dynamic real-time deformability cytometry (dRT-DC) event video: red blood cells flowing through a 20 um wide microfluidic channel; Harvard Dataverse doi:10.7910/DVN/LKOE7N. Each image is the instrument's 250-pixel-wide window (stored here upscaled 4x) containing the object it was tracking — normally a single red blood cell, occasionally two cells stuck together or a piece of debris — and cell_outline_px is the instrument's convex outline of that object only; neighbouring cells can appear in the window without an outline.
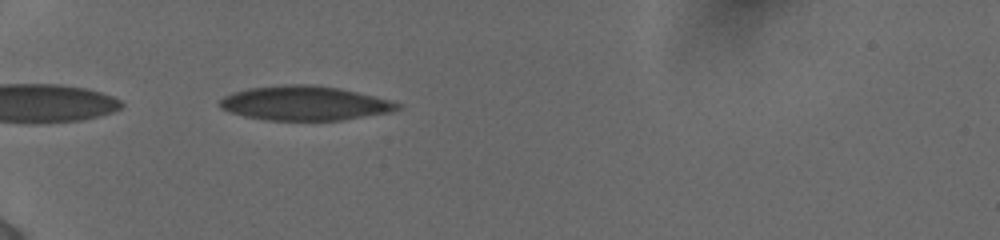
{"species": "human", "species_latin": "Homo sapiens", "temperature_condition": "cold", "stored_images_in_passage": 55, "camera_frame_rate_fps": 3000, "um_per_image_px": 0.085, "donor": {"sex": "female"}, "frame": {"image": 1, "passage_image": 2, "time_ms": 0.333, "image_size_px": [1000, 240], "cell_outline_px": [[400, 108], [388, 112], [340, 120], [264, 120], [244, 116], [220, 108], [220, 100], [224, 96], [232, 92], [248, 88], [284, 84], [312, 84], [336, 88], [356, 92], [388, 100], [400, 104]], "centroid_in_image_um": [25.82, 8.77], "position_along_channel_um": 59.2, "area_um2": 35.14}}
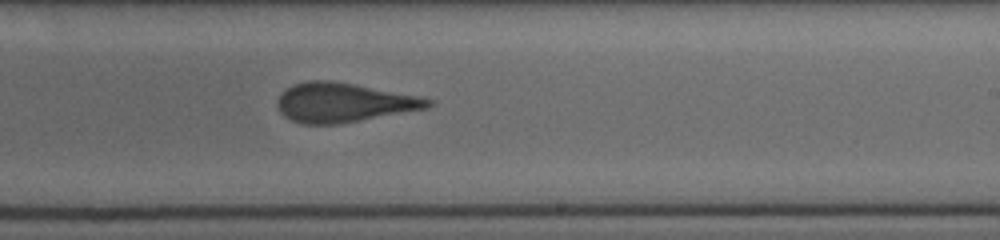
{"frame": {"image": 2, "passage_image": 28, "time_ms": 6.0, "image_size_px": [1000, 240], "cell_outline_px": [[436, 100], [428, 108], [360, 120], [336, 124], [304, 124], [292, 120], [284, 116], [280, 112], [276, 104], [276, 100], [292, 84], [308, 80], [328, 80], [352, 84], [420, 96]], "centroid_in_image_um": [29.2, 8.71], "position_along_channel_um": 259.8, "area_um2": 34.22}}
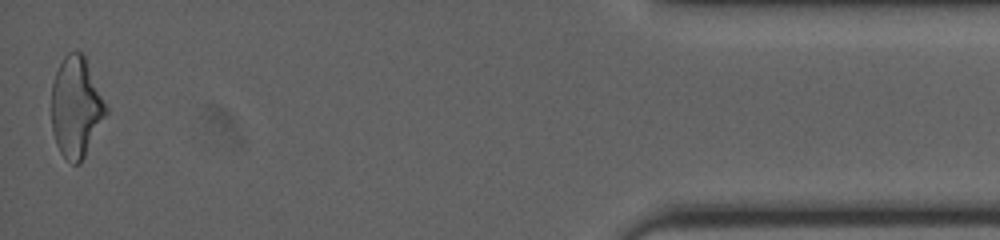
{"frame": {"image": 3, "passage_image": 55, "time_ms": 12.0, "image_size_px": [1000, 240], "cell_outline_px": [[108, 112], [80, 164], [72, 164], [60, 152], [56, 144], [52, 132], [52, 84], [56, 72], [64, 56], [68, 52], [80, 52], [84, 56], [108, 108]], "centroid_in_image_um": [6.46, 9.13], "position_along_channel_um": 428.7, "area_um2": 31.56}, "authors_computed_cell_mechanics": {"area_um2": 34.7378, "velocity_mm_per_s": 3.9023, "shape_relaxation_time_tau1_ms": 8.442, "shape_relaxation_time_tau2_ms": 1.6667, "deformation_change_tau1": 0.2086, "deformation_change_tau2": 0.1007}}